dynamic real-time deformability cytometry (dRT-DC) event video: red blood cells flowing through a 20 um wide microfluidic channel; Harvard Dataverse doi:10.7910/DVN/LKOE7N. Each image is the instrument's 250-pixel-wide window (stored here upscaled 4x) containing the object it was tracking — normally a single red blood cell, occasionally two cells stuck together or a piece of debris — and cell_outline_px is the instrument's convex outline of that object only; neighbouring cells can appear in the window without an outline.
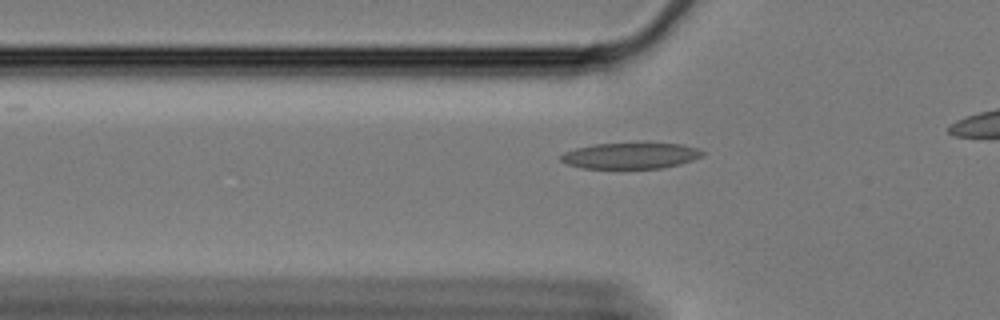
{"species": "Egyptian fruit bat (a non-hibernating species)", "species_latin": "Rousettus aegyptiacus", "temperature_condition": "cold", "stored_images_in_passage": 32, "camera_frame_rate_fps": 3000, "um_per_image_px": 0.085, "animal": {"sex": "female"}, "frame": {"image": 1, "passage_image": 2, "time_ms": 0.333, "image_size_px": [1000, 320], "cell_outline_px": [[704, 156], [680, 164], [660, 168], [580, 168], [568, 164], [560, 160], [560, 156], [564, 152], [576, 148], [596, 144], [644, 140], [648, 140], [684, 144], [700, 148], [704, 152]], "centroid_in_image_um": [53.68, 13.17], "position_along_channel_um": 72.1, "area_um2": 22.6}}
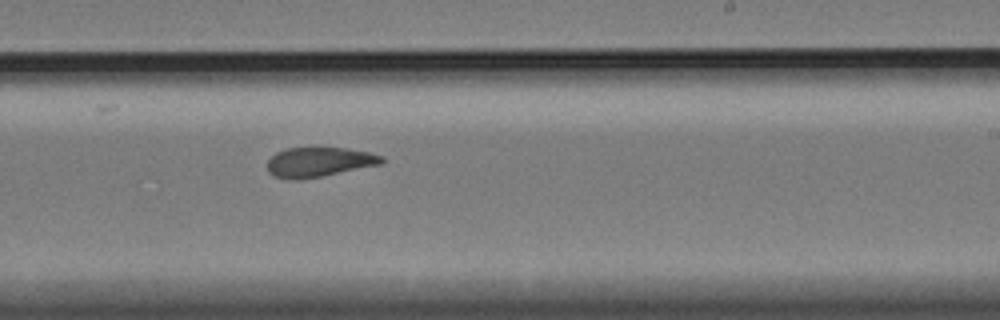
{"frame": {"image": 2, "passage_image": 19, "time_ms": 6.0, "image_size_px": [1000, 320], "cell_outline_px": [[384, 164], [300, 180], [288, 180], [272, 176], [268, 172], [268, 160], [276, 152], [284, 148], [344, 148], [368, 152], [384, 156]], "centroid_in_image_um": [27.11, 13.79], "position_along_channel_um": 261.9, "area_um2": 19.94}}
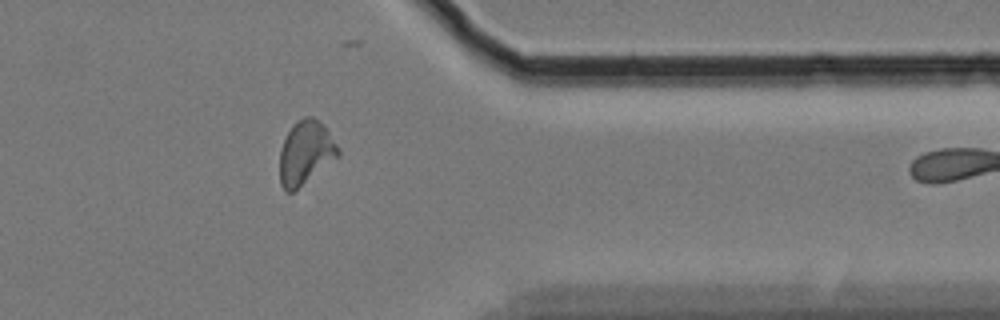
{"frame": {"image": 3, "passage_image": 31, "time_ms": 10.0, "image_size_px": [1000, 320], "cell_outline_px": [[340, 156], [292, 192], [284, 192], [280, 184], [280, 152], [284, 140], [288, 132], [296, 120], [304, 116], [312, 116], [324, 124], [340, 148]], "centroid_in_image_um": [25.99, 12.96], "position_along_channel_um": 385.4, "area_um2": 21.79}}